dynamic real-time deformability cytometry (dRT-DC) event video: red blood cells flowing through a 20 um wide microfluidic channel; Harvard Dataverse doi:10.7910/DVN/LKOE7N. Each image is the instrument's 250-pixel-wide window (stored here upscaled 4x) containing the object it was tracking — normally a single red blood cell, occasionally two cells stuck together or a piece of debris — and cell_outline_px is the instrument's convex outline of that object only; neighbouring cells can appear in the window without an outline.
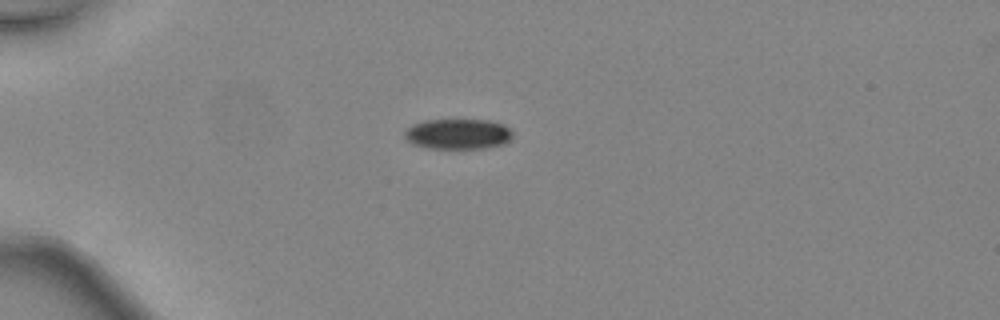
{"species": "common noctule bat (a hibernating species)", "species_latin": "Nyctalus noctula", "temperature_condition": "warm", "stored_images_in_passage": 34, "camera_frame_rate_fps": 3000, "um_per_image_px": 0.085, "animal": {"sex": "female", "body_mass_g": 24.6, "forearm_length_mm": 56.2}, "frame": {"image": 1, "passage_image": 1, "time_ms": 0.0, "image_size_px": [1000, 320], "cell_outline_px": [[512, 136], [504, 144], [488, 148], [464, 152], [424, 148], [412, 144], [404, 136], [404, 132], [412, 124], [424, 120], [488, 120], [504, 124], [512, 132]], "centroid_in_image_um": [38.91, 11.45], "position_along_channel_um": 46.1, "area_um2": 20.11}}
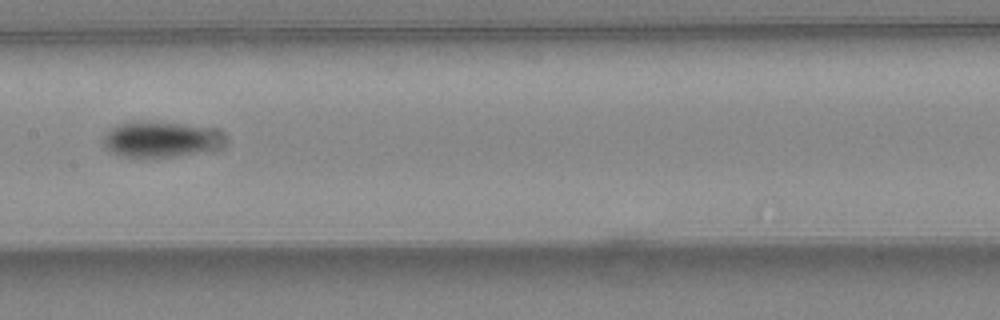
{"frame": {"image": 2, "passage_image": 13, "time_ms": 4.0, "image_size_px": [1000, 320], "cell_outline_px": [[216, 132], [212, 148], [196, 152], [176, 156], [120, 156], [112, 152], [104, 144], [104, 136], [112, 128], [120, 124], [180, 124], [212, 128]], "centroid_in_image_um": [13.47, 11.87], "position_along_channel_um": 193.9, "area_um2": 22.66}}
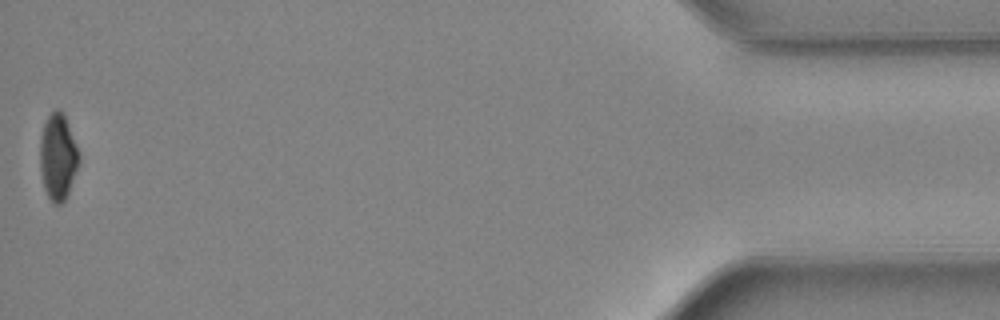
{"frame": {"image": 3, "passage_image": 34, "time_ms": 11.0, "image_size_px": [1000, 320], "cell_outline_px": [[80, 160], [68, 192], [64, 200], [60, 204], [56, 204], [48, 196], [44, 188], [40, 168], [40, 136], [44, 124], [48, 116], [56, 108], [60, 108], [64, 116], [80, 152]], "centroid_in_image_um": [4.92, 13.3], "position_along_channel_um": 430.3, "area_um2": 19.36}, "authors_computed_cell_mechanics": {"area_um2": 21.9351, "velocity_mm_per_s": 4.5563, "shape_relaxation_time_tau1_ms": 3.9052, "shape_relaxation_time_tau2_ms": null, "deformation_change_tau1": 0.1038, "deformation_change_tau2": null}}